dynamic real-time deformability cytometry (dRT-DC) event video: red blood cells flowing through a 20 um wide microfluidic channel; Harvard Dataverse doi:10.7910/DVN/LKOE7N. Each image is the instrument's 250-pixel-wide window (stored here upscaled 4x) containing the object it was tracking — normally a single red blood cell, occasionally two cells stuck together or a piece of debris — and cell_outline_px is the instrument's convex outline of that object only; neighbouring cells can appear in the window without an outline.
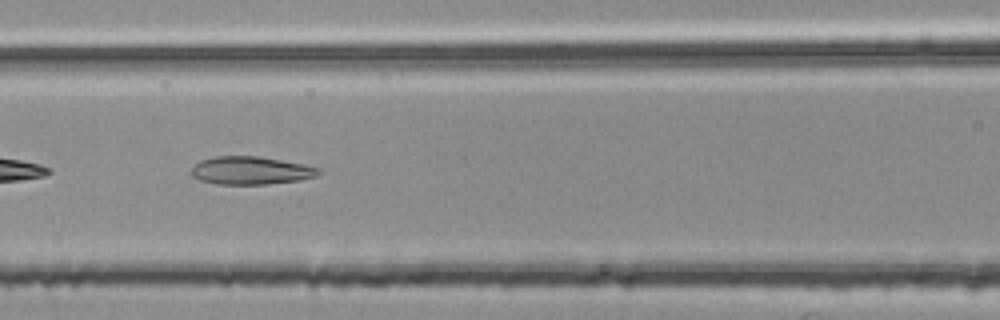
{"species": "common noctule bat (a hibernating species)", "species_latin": "Nyctalus noctula", "temperature_condition": "room temperature", "stored_images_in_passage": 6, "camera_frame_rate_fps": 3000, "um_per_image_px": 0.085, "animal": {"sex": "female", "body_mass_g": 25.1}, "frame": {"image": 1, "passage_image": 6, "time_ms": 1.667, "image_size_px": [1000, 320], "cell_outline_px": [[320, 172], [316, 176], [300, 180], [268, 184], [216, 184], [200, 180], [192, 176], [192, 168], [200, 160], [216, 156], [256, 156], [304, 164], [316, 168]], "centroid_in_image_um": [21.29, 14.5], "position_along_channel_um": 145.3, "area_um2": 20.52}}